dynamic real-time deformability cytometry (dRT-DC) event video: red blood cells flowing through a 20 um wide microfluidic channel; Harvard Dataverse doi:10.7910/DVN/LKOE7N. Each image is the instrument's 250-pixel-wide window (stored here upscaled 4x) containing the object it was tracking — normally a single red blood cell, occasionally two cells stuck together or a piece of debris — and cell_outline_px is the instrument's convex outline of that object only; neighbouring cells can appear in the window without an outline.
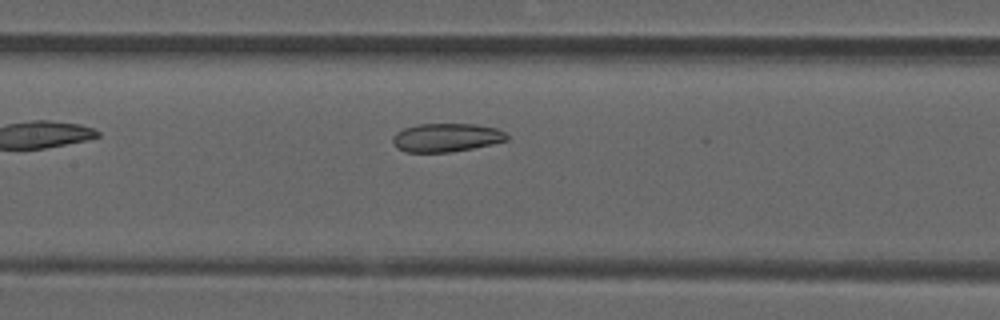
{"species": "common noctule bat (a hibernating species)", "species_latin": "Nyctalus noctula", "temperature_condition": "room temperature", "stored_images_in_passage": 14, "camera_frame_rate_fps": 3000, "um_per_image_px": 0.085, "animal": {"sex": "male", "forearm_length_mm": 52.5}, "frame": {"image": 1, "passage_image": 10, "time_ms": 3.0, "image_size_px": [1000, 320], "cell_outline_px": [[508, 140], [492, 144], [472, 148], [448, 152], [408, 152], [396, 148], [392, 144], [392, 136], [396, 132], [404, 128], [416, 124], [476, 124], [496, 128], [504, 132], [508, 136]], "centroid_in_image_um": [37.9, 11.69], "position_along_channel_um": 169.5, "area_um2": 19.02}}